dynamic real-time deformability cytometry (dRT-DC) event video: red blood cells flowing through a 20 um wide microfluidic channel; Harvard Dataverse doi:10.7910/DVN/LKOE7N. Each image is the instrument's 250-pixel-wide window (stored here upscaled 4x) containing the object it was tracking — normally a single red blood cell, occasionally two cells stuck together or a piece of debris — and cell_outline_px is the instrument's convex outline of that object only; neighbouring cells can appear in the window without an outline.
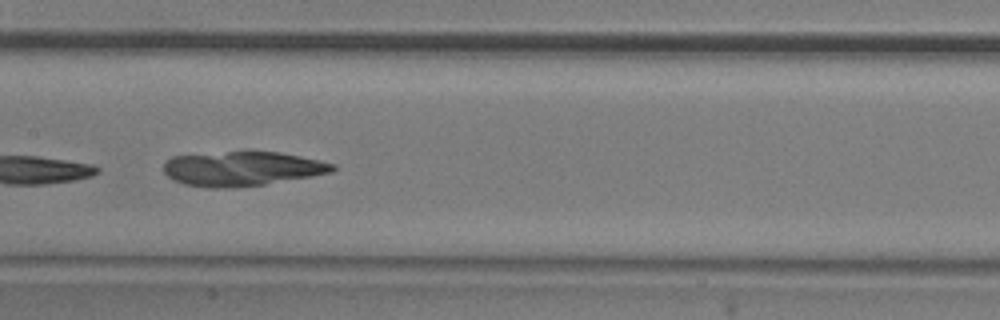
{"species": "common noctule bat (a hibernating species)", "species_latin": "Nyctalus noctula", "temperature_condition": "room temperature", "stored_images_in_passage": 6, "camera_frame_rate_fps": 3000, "um_per_image_px": 0.085, "animal": {"sex": "male", "body_mass_g": 20.5, "forearm_length_mm": 52.5}, "frame": {"image": 1, "passage_image": 5, "time_ms": 1.333, "image_size_px": [1000, 320], "cell_outline_px": [[336, 168], [332, 172], [312, 176], [264, 184], [236, 188], [208, 188], [184, 184], [172, 180], [164, 172], [164, 164], [172, 156], [228, 152], [280, 152], [320, 160], [336, 164]], "centroid_in_image_um": [20.59, 14.35], "position_along_channel_um": 186.8, "area_um2": 33.87}}